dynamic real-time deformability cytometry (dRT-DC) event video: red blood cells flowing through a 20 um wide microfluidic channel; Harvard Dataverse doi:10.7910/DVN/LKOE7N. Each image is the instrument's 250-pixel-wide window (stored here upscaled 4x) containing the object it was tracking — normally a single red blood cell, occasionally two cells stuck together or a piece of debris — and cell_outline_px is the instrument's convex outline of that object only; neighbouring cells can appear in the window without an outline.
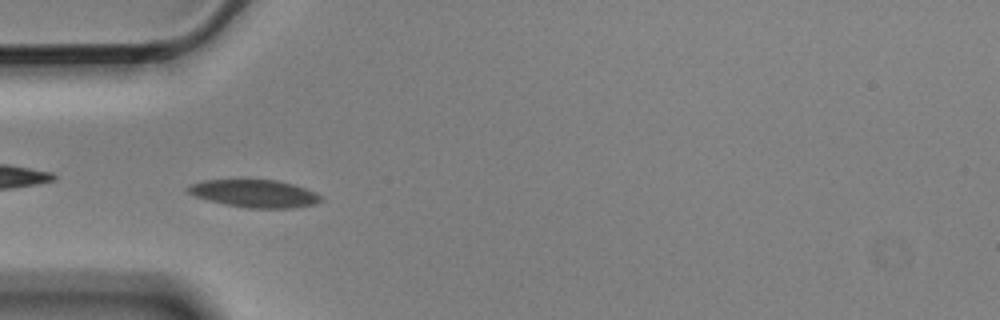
{"species": "Egyptian fruit bat (a non-hibernating species)", "species_latin": "Rousettus aegyptiacus", "temperature_condition": "cold", "stored_images_in_passage": 4, "camera_frame_rate_fps": 3000, "um_per_image_px": 0.085, "animal": {"sex": "male"}, "frame": {"image": 1, "passage_image": 4, "time_ms": 1.0, "image_size_px": [1000, 320], "cell_outline_px": [[324, 200], [316, 204], [292, 208], [248, 208], [224, 204], [208, 200], [196, 196], [188, 192], [188, 184], [204, 180], [244, 176], [276, 180], [292, 184], [316, 192]], "centroid_in_image_um": [21.6, 16.4], "position_along_channel_um": 63.4, "area_um2": 22.37}}